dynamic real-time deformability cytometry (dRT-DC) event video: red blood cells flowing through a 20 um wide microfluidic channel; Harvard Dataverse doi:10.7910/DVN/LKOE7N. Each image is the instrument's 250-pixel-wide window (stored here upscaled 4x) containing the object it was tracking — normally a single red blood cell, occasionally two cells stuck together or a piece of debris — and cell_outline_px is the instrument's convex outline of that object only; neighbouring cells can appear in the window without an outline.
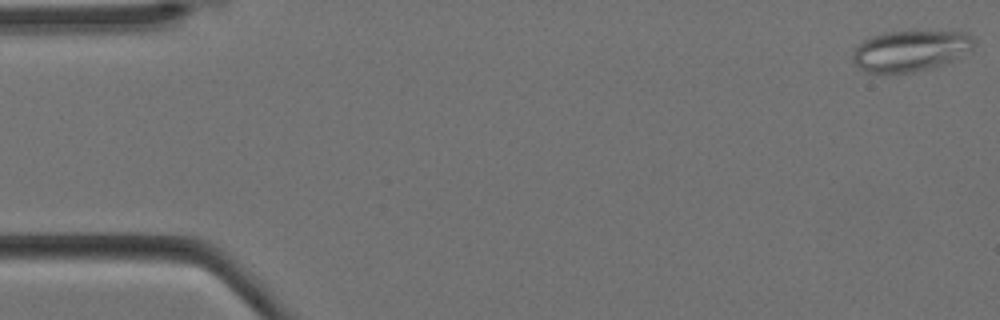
{"species": "Egyptian fruit bat (a non-hibernating species)", "species_latin": "Rousettus aegyptiacus", "temperature_condition": "cold", "stored_images_in_passage": 6, "camera_frame_rate_fps": 3000, "um_per_image_px": 0.085, "animal": {"sex": "female"}, "frame": {"image": 1, "passage_image": 1, "time_ms": 0.0, "image_size_px": [1000, 320], "cell_outline_px": [[976, 44], [972, 48], [960, 56], [944, 64], [916, 72], [864, 72], [852, 60], [852, 48], [864, 40], [872, 36], [884, 32], [912, 28], [968, 32], [976, 40]], "centroid_in_image_um": [77.41, 4.24], "position_along_channel_um": 7.6, "area_um2": 30.06}}